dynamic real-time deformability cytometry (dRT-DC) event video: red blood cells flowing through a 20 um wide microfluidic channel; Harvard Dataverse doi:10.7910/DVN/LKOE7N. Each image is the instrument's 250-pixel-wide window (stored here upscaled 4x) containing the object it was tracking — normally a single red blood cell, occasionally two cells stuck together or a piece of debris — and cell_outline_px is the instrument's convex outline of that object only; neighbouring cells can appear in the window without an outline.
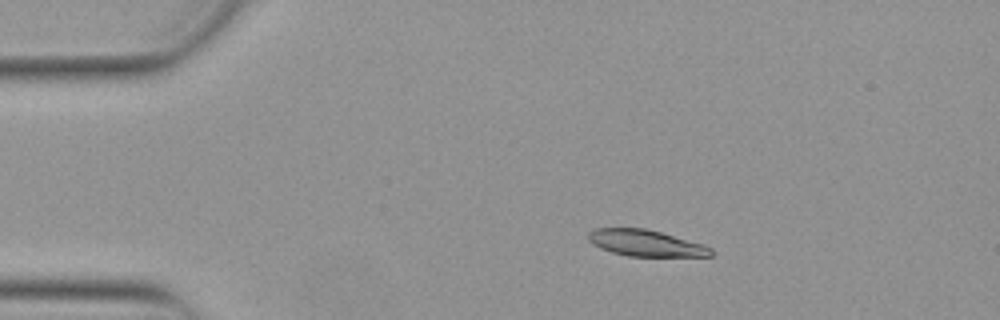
{"species": "Egyptian fruit bat (a non-hibernating species)", "species_latin": "Rousettus aegyptiacus", "temperature_condition": "warm", "stored_images_in_passage": 53, "camera_frame_rate_fps": 3000, "um_per_image_px": 0.085, "animal": {"sex": "female"}, "frame": {"image": 1, "passage_image": 9, "time_ms": 2.667, "image_size_px": [1000, 320], "cell_outline_px": [[716, 252], [712, 256], [628, 256], [612, 252], [600, 248], [592, 244], [588, 240], [588, 232], [596, 228], [644, 228], [660, 232], [704, 244], [712, 248]], "centroid_in_image_um": [54.91, 20.66], "position_along_channel_um": 30.1, "area_um2": 18.9}}
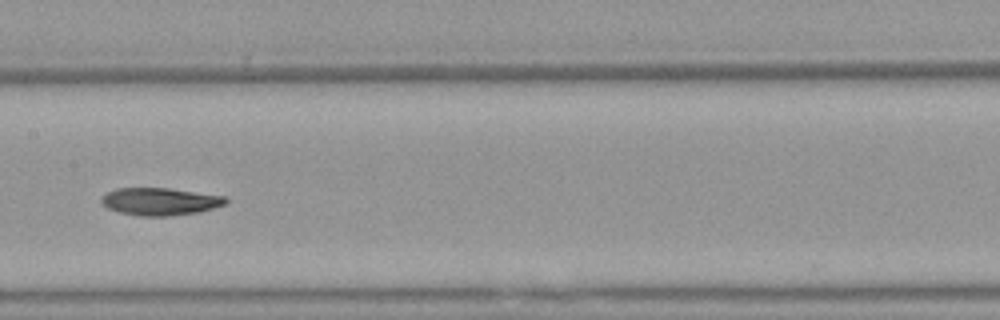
{"frame": {"image": 2, "passage_image": 26, "time_ms": 8.333, "image_size_px": [1000, 320], "cell_outline_px": [[228, 204], [200, 212], [168, 216], [140, 216], [120, 212], [108, 208], [100, 204], [100, 196], [116, 188], [168, 188], [224, 196], [228, 200]], "centroid_in_image_um": [13.59, 17.13], "position_along_channel_um": 193.8, "area_um2": 20.06}}
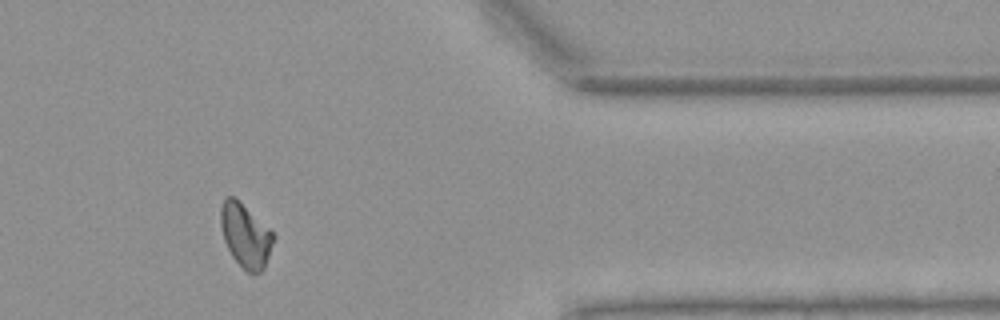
{"frame": {"image": 3, "passage_image": 43, "time_ms": 14.0, "image_size_px": [1000, 320], "cell_outline_px": [[276, 236], [264, 268], [260, 272], [248, 272], [232, 256], [224, 240], [220, 224], [220, 208], [224, 200], [228, 196], [236, 196]], "centroid_in_image_um": [20.86, 19.97], "position_along_channel_um": 390.5, "area_um2": 19.42}, "authors_computed_cell_mechanics": {"area_um2": 19.652, "velocity_mm_per_s": 3.8781, "shape_relaxation_time_tau1_ms": null, "shape_relaxation_time_tau2_ms": 4.7966, "deformation_change_tau1": null, "deformation_change_tau2": 0.0967}}